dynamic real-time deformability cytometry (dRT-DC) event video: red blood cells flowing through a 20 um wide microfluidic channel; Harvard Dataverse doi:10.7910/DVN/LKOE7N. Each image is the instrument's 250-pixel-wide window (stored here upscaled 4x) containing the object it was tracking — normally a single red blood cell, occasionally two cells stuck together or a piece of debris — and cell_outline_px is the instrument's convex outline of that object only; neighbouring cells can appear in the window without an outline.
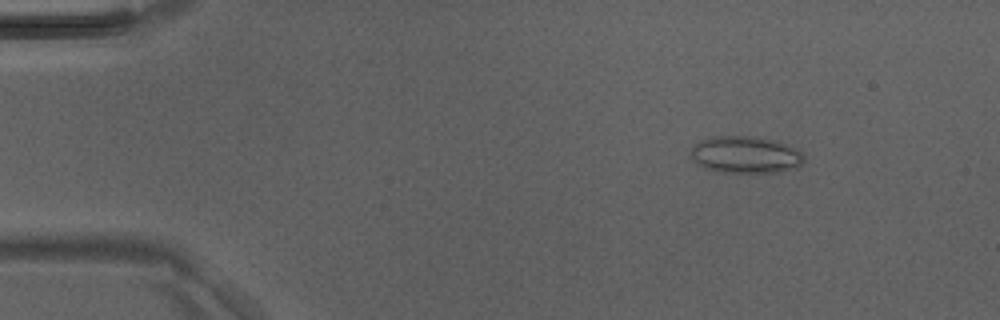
{"species": "Egyptian fruit bat (a non-hibernating species)", "species_latin": "Rousettus aegyptiacus", "temperature_condition": "room temperature", "stored_images_in_passage": 33, "camera_frame_rate_fps": 3000, "um_per_image_px": 0.085, "animal": {"sex": "male"}, "frame": {"image": 1, "passage_image": 5, "time_ms": 1.333, "image_size_px": [1000, 320], "cell_outline_px": [[804, 160], [796, 168], [780, 172], [716, 172], [704, 168], [692, 160], [688, 156], [692, 148], [700, 140], [712, 136], [756, 136], [776, 140], [796, 148], [804, 156]], "centroid_in_image_um": [63.34, 13.15], "position_along_channel_um": 21.7, "area_um2": 24.74}}